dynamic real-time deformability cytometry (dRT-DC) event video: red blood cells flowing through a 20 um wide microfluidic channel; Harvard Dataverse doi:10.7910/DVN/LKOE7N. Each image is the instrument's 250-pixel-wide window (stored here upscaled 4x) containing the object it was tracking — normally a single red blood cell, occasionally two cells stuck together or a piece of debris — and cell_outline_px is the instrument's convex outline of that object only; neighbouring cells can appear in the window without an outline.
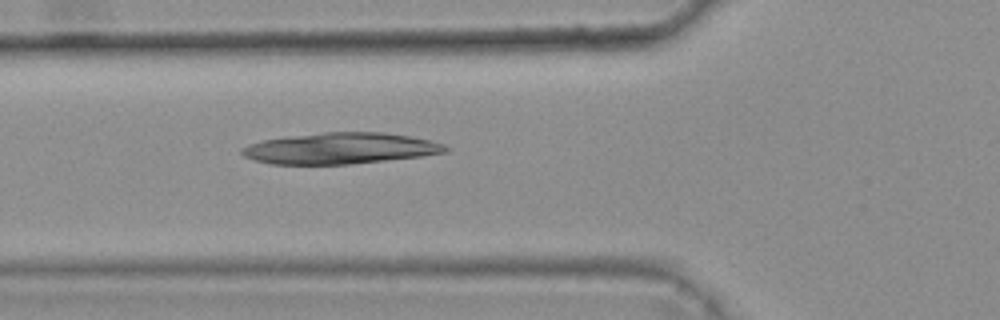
{"species": "common noctule bat (a hibernating species)", "species_latin": "Nyctalus noctula", "temperature_condition": "warm", "stored_images_in_passage": 2, "camera_frame_rate_fps": 3000, "um_per_image_px": 0.085, "animal": {"sex": "female", "body_mass_g": 25.1}, "frame": {"image": 1, "passage_image": 2, "time_ms": 0.333, "image_size_px": [1000, 320], "cell_outline_px": [[452, 148], [448, 152], [420, 156], [352, 164], [272, 164], [256, 160], [244, 156], [240, 152], [240, 148], [248, 144], [264, 140], [324, 132], [384, 132], [432, 140], [444, 144]], "centroid_in_image_um": [28.98, 12.61], "position_along_channel_um": 96.8, "area_um2": 36.82}}